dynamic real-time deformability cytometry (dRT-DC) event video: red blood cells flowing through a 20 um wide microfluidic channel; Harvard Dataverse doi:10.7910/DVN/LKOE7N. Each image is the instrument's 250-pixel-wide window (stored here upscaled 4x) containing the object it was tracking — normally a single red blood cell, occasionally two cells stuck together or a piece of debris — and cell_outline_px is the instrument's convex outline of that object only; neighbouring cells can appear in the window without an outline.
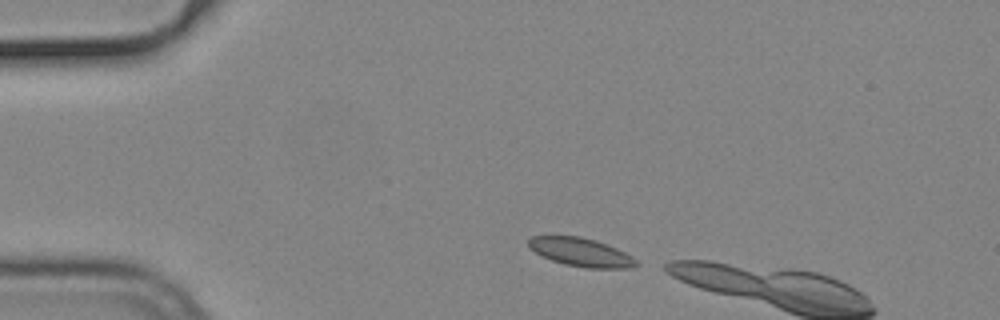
{"species": "common noctule bat (a hibernating species)", "species_latin": "Nyctalus noctula", "temperature_condition": "cold", "stored_images_in_passage": 4, "camera_frame_rate_fps": 3000, "um_per_image_px": 0.085, "animal": {"sex": "male", "body_mass_g": 19.2, "forearm_length_mm": 51.8}, "frame": {"image": 1, "passage_image": 1, "time_ms": 0.0, "image_size_px": [1000, 320], "cell_outline_px": [[640, 264], [628, 268], [584, 268], [564, 264], [552, 260], [528, 248], [528, 240], [532, 236], [580, 236], [596, 240], [616, 248], [632, 256]], "centroid_in_image_um": [49.38, 21.44], "position_along_channel_um": 35.6, "area_um2": 17.8}}